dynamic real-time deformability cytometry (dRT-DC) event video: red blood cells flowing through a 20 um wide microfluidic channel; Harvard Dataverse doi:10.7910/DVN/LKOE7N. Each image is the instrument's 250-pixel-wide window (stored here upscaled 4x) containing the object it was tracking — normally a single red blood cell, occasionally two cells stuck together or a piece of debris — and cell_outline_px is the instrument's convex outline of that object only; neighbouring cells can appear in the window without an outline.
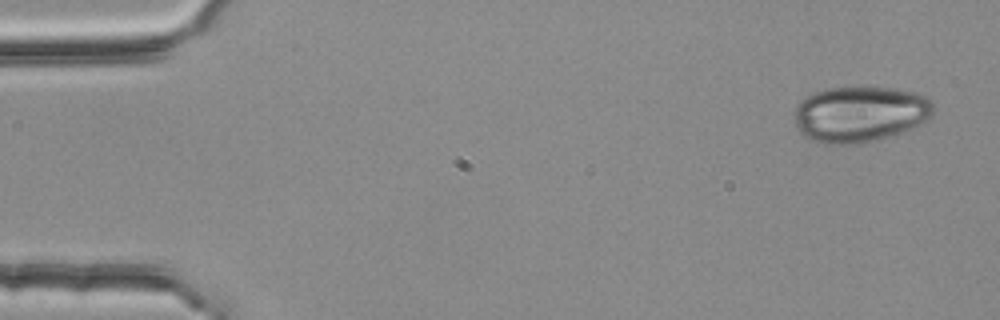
{"species": "common noctule bat (a hibernating species)", "species_latin": "Nyctalus noctula", "temperature_condition": "room temperature", "stored_images_in_passage": 3, "camera_frame_rate_fps": 3000, "um_per_image_px": 0.085, "animal": {"sex": "female", "body_mass_g": 25.1}, "frame": {"image": 1, "passage_image": 1, "time_ms": 0.0, "image_size_px": [1000, 320], "cell_outline_px": [[932, 116], [928, 120], [912, 128], [876, 140], [860, 144], [824, 144], [812, 140], [804, 136], [800, 132], [796, 124], [792, 112], [796, 104], [800, 100], [812, 92], [824, 88], [896, 88], [916, 92], [932, 100]], "centroid_in_image_um": [73.06, 9.7], "position_along_channel_um": 11.9, "area_um2": 45.66}}